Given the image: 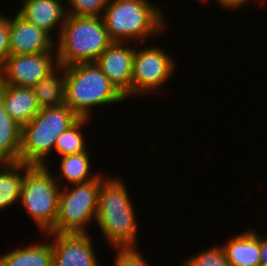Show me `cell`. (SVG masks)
<instances>
[{"label": "cell", "mask_w": 267, "mask_h": 266, "mask_svg": "<svg viewBox=\"0 0 267 266\" xmlns=\"http://www.w3.org/2000/svg\"><path fill=\"white\" fill-rule=\"evenodd\" d=\"M121 180L107 177L101 182L95 220L111 246H136L135 210L129 192Z\"/></svg>", "instance_id": "cell-1"}, {"label": "cell", "mask_w": 267, "mask_h": 266, "mask_svg": "<svg viewBox=\"0 0 267 266\" xmlns=\"http://www.w3.org/2000/svg\"><path fill=\"white\" fill-rule=\"evenodd\" d=\"M55 42L58 64L69 66L95 60L113 43L102 17L67 14Z\"/></svg>", "instance_id": "cell-2"}, {"label": "cell", "mask_w": 267, "mask_h": 266, "mask_svg": "<svg viewBox=\"0 0 267 266\" xmlns=\"http://www.w3.org/2000/svg\"><path fill=\"white\" fill-rule=\"evenodd\" d=\"M158 7L148 0H110L102 19L111 40L136 44L161 33L166 25Z\"/></svg>", "instance_id": "cell-3"}, {"label": "cell", "mask_w": 267, "mask_h": 266, "mask_svg": "<svg viewBox=\"0 0 267 266\" xmlns=\"http://www.w3.org/2000/svg\"><path fill=\"white\" fill-rule=\"evenodd\" d=\"M124 99L95 62L65 67V104L79 118L89 119L94 106L118 103Z\"/></svg>", "instance_id": "cell-4"}, {"label": "cell", "mask_w": 267, "mask_h": 266, "mask_svg": "<svg viewBox=\"0 0 267 266\" xmlns=\"http://www.w3.org/2000/svg\"><path fill=\"white\" fill-rule=\"evenodd\" d=\"M79 117L66 105L43 108L21 127L19 162L45 166L59 136Z\"/></svg>", "instance_id": "cell-5"}, {"label": "cell", "mask_w": 267, "mask_h": 266, "mask_svg": "<svg viewBox=\"0 0 267 266\" xmlns=\"http://www.w3.org/2000/svg\"><path fill=\"white\" fill-rule=\"evenodd\" d=\"M45 166L25 164L20 202L41 232L51 233L58 215L61 186Z\"/></svg>", "instance_id": "cell-6"}, {"label": "cell", "mask_w": 267, "mask_h": 266, "mask_svg": "<svg viewBox=\"0 0 267 266\" xmlns=\"http://www.w3.org/2000/svg\"><path fill=\"white\" fill-rule=\"evenodd\" d=\"M102 173L90 181L66 185L59 195L58 215L51 233H88L87 225L96 219Z\"/></svg>", "instance_id": "cell-7"}, {"label": "cell", "mask_w": 267, "mask_h": 266, "mask_svg": "<svg viewBox=\"0 0 267 266\" xmlns=\"http://www.w3.org/2000/svg\"><path fill=\"white\" fill-rule=\"evenodd\" d=\"M158 46L135 48L132 65V96L143 95L161 88L170 80L175 62L166 51Z\"/></svg>", "instance_id": "cell-8"}, {"label": "cell", "mask_w": 267, "mask_h": 266, "mask_svg": "<svg viewBox=\"0 0 267 266\" xmlns=\"http://www.w3.org/2000/svg\"><path fill=\"white\" fill-rule=\"evenodd\" d=\"M58 65L55 52L9 55L0 67V83L32 88Z\"/></svg>", "instance_id": "cell-9"}, {"label": "cell", "mask_w": 267, "mask_h": 266, "mask_svg": "<svg viewBox=\"0 0 267 266\" xmlns=\"http://www.w3.org/2000/svg\"><path fill=\"white\" fill-rule=\"evenodd\" d=\"M45 235L54 238L51 241L52 266H99L89 233H47Z\"/></svg>", "instance_id": "cell-10"}, {"label": "cell", "mask_w": 267, "mask_h": 266, "mask_svg": "<svg viewBox=\"0 0 267 266\" xmlns=\"http://www.w3.org/2000/svg\"><path fill=\"white\" fill-rule=\"evenodd\" d=\"M134 53L135 47H129L123 42H113L95 60L96 65L125 98L132 96Z\"/></svg>", "instance_id": "cell-11"}, {"label": "cell", "mask_w": 267, "mask_h": 266, "mask_svg": "<svg viewBox=\"0 0 267 266\" xmlns=\"http://www.w3.org/2000/svg\"><path fill=\"white\" fill-rule=\"evenodd\" d=\"M16 14L9 19V55L56 52L52 35Z\"/></svg>", "instance_id": "cell-12"}, {"label": "cell", "mask_w": 267, "mask_h": 266, "mask_svg": "<svg viewBox=\"0 0 267 266\" xmlns=\"http://www.w3.org/2000/svg\"><path fill=\"white\" fill-rule=\"evenodd\" d=\"M22 2L24 3L18 10L21 16L49 35L53 29L60 27L57 32L60 35L67 17V9L61 0H22Z\"/></svg>", "instance_id": "cell-13"}, {"label": "cell", "mask_w": 267, "mask_h": 266, "mask_svg": "<svg viewBox=\"0 0 267 266\" xmlns=\"http://www.w3.org/2000/svg\"><path fill=\"white\" fill-rule=\"evenodd\" d=\"M0 98L6 113L21 127L41 110L31 87L0 83Z\"/></svg>", "instance_id": "cell-14"}, {"label": "cell", "mask_w": 267, "mask_h": 266, "mask_svg": "<svg viewBox=\"0 0 267 266\" xmlns=\"http://www.w3.org/2000/svg\"><path fill=\"white\" fill-rule=\"evenodd\" d=\"M230 266H260V235L254 230L243 231L221 245Z\"/></svg>", "instance_id": "cell-15"}, {"label": "cell", "mask_w": 267, "mask_h": 266, "mask_svg": "<svg viewBox=\"0 0 267 266\" xmlns=\"http://www.w3.org/2000/svg\"><path fill=\"white\" fill-rule=\"evenodd\" d=\"M32 89L41 109L60 107L64 105L65 66L58 65L47 76L41 78L40 81L32 87Z\"/></svg>", "instance_id": "cell-16"}, {"label": "cell", "mask_w": 267, "mask_h": 266, "mask_svg": "<svg viewBox=\"0 0 267 266\" xmlns=\"http://www.w3.org/2000/svg\"><path fill=\"white\" fill-rule=\"evenodd\" d=\"M53 248L49 243H38L17 248L0 256V266H52Z\"/></svg>", "instance_id": "cell-17"}, {"label": "cell", "mask_w": 267, "mask_h": 266, "mask_svg": "<svg viewBox=\"0 0 267 266\" xmlns=\"http://www.w3.org/2000/svg\"><path fill=\"white\" fill-rule=\"evenodd\" d=\"M21 126L5 111L0 98V167L9 161L19 162Z\"/></svg>", "instance_id": "cell-18"}, {"label": "cell", "mask_w": 267, "mask_h": 266, "mask_svg": "<svg viewBox=\"0 0 267 266\" xmlns=\"http://www.w3.org/2000/svg\"><path fill=\"white\" fill-rule=\"evenodd\" d=\"M25 164L9 161L0 167V209H6L19 202Z\"/></svg>", "instance_id": "cell-19"}, {"label": "cell", "mask_w": 267, "mask_h": 266, "mask_svg": "<svg viewBox=\"0 0 267 266\" xmlns=\"http://www.w3.org/2000/svg\"><path fill=\"white\" fill-rule=\"evenodd\" d=\"M84 151L78 154L61 156L60 160V178L65 179L68 184H79L95 179L99 173L89 177L91 174V163L89 153Z\"/></svg>", "instance_id": "cell-20"}, {"label": "cell", "mask_w": 267, "mask_h": 266, "mask_svg": "<svg viewBox=\"0 0 267 266\" xmlns=\"http://www.w3.org/2000/svg\"><path fill=\"white\" fill-rule=\"evenodd\" d=\"M88 118H79L72 126L67 128L57 139L54 149L61 155L78 154L87 150L82 126L88 124Z\"/></svg>", "instance_id": "cell-21"}, {"label": "cell", "mask_w": 267, "mask_h": 266, "mask_svg": "<svg viewBox=\"0 0 267 266\" xmlns=\"http://www.w3.org/2000/svg\"><path fill=\"white\" fill-rule=\"evenodd\" d=\"M182 266H230L222 246L206 249L187 258Z\"/></svg>", "instance_id": "cell-22"}, {"label": "cell", "mask_w": 267, "mask_h": 266, "mask_svg": "<svg viewBox=\"0 0 267 266\" xmlns=\"http://www.w3.org/2000/svg\"><path fill=\"white\" fill-rule=\"evenodd\" d=\"M72 9L67 14L75 16L102 17L110 0H68Z\"/></svg>", "instance_id": "cell-23"}, {"label": "cell", "mask_w": 267, "mask_h": 266, "mask_svg": "<svg viewBox=\"0 0 267 266\" xmlns=\"http://www.w3.org/2000/svg\"><path fill=\"white\" fill-rule=\"evenodd\" d=\"M113 248L117 252L114 266H150L140 251L136 250V246Z\"/></svg>", "instance_id": "cell-24"}, {"label": "cell", "mask_w": 267, "mask_h": 266, "mask_svg": "<svg viewBox=\"0 0 267 266\" xmlns=\"http://www.w3.org/2000/svg\"><path fill=\"white\" fill-rule=\"evenodd\" d=\"M9 56V18L0 14V67Z\"/></svg>", "instance_id": "cell-25"}, {"label": "cell", "mask_w": 267, "mask_h": 266, "mask_svg": "<svg viewBox=\"0 0 267 266\" xmlns=\"http://www.w3.org/2000/svg\"><path fill=\"white\" fill-rule=\"evenodd\" d=\"M249 0H217V2L222 5L223 7H226L228 9H235L240 8L243 4L245 5L246 2Z\"/></svg>", "instance_id": "cell-26"}, {"label": "cell", "mask_w": 267, "mask_h": 266, "mask_svg": "<svg viewBox=\"0 0 267 266\" xmlns=\"http://www.w3.org/2000/svg\"><path fill=\"white\" fill-rule=\"evenodd\" d=\"M261 263H267V237L264 239L260 236Z\"/></svg>", "instance_id": "cell-27"}, {"label": "cell", "mask_w": 267, "mask_h": 266, "mask_svg": "<svg viewBox=\"0 0 267 266\" xmlns=\"http://www.w3.org/2000/svg\"><path fill=\"white\" fill-rule=\"evenodd\" d=\"M260 266H267V263H261Z\"/></svg>", "instance_id": "cell-28"}]
</instances>
